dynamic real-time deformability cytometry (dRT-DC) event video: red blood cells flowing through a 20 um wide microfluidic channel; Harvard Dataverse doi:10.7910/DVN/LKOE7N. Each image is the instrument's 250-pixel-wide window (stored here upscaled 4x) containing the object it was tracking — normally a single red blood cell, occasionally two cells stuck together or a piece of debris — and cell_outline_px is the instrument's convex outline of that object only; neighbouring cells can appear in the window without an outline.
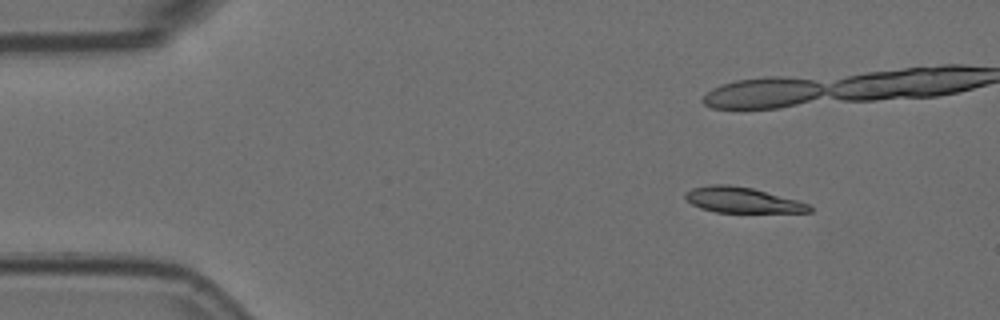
{"species": "Egyptian fruit bat (a non-hibernating species)", "species_latin": "Rousettus aegyptiacus", "temperature_condition": "room temperature", "stored_images_in_passage": 8, "camera_frame_rate_fps": 3000, "um_per_image_px": 0.085, "animal": {"sex": "female"}, "frame": {"image": 1, "passage_image": 2, "time_ms": 0.333, "image_size_px": [1000, 320], "cell_outline_px": [[812, 212], [716, 212], [700, 208], [692, 204], [684, 196], [684, 192], [692, 188], [712, 184], [728, 184], [752, 188], [796, 200], [808, 204], [812, 208]], "centroid_in_image_um": [63.05, 17.0], "position_along_channel_um": 22.0, "area_um2": 18.26}}